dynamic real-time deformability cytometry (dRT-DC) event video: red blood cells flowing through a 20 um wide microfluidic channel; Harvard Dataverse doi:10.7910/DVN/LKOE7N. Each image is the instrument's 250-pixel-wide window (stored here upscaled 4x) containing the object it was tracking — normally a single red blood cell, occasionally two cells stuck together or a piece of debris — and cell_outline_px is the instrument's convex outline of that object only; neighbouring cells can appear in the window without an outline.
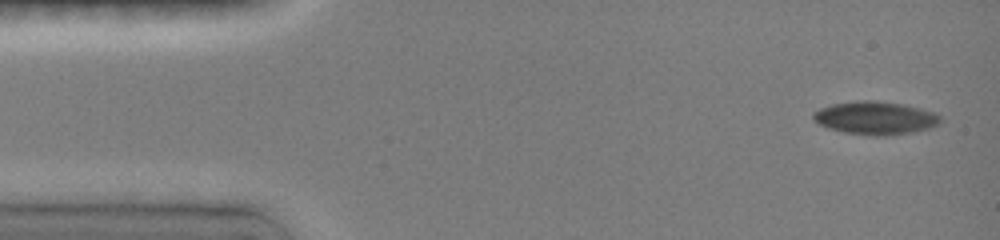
{"species": "common noctule bat (a hibernating species)", "species_latin": "Nyctalus noctula", "temperature_condition": "room temperature", "stored_images_in_passage": 21, "camera_frame_rate_fps": 3000, "um_per_image_px": 0.085, "animal": {"sex": "female", "body_mass_g": 19.0, "forearm_length_mm": 51.5}, "frame": {"image": 1, "passage_image": 1, "time_ms": 0.0, "image_size_px": [1000, 240], "cell_outline_px": [[940, 124], [928, 128], [912, 132], [884, 136], [872, 136], [844, 132], [828, 128], [820, 124], [812, 116], [812, 112], [820, 108], [832, 104], [856, 100], [876, 100], [904, 104], [920, 108], [932, 112], [940, 116]], "centroid_in_image_um": [74.39, 10.02], "position_along_channel_um": 10.6, "area_um2": 24.51}}
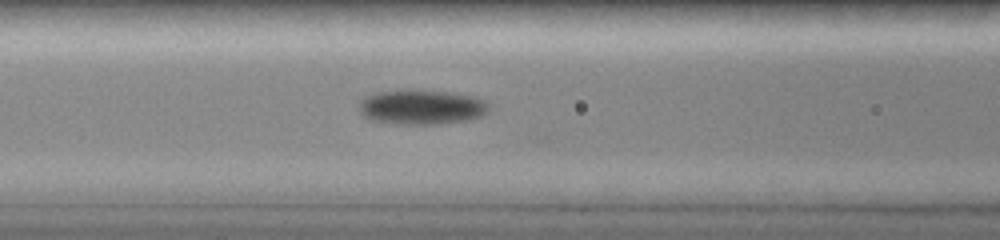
{"frame": {"image": 2, "passage_image": 12, "time_ms": 5.667, "image_size_px": [1000, 240], "cell_outline_px": [[488, 112], [480, 116], [468, 120], [436, 124], [396, 124], [372, 120], [364, 116], [360, 112], [360, 104], [368, 96], [384, 92], [448, 92], [472, 96], [484, 100], [488, 104]], "centroid_in_image_um": [35.89, 9.15], "position_along_channel_um": 130.7, "area_um2": 25.2}}
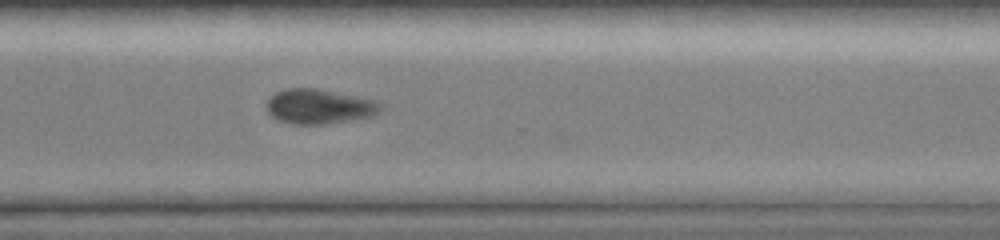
{"frame": {"image": 3, "passage_image": 21, "time_ms": 11.0, "image_size_px": [1000, 240], "cell_outline_px": [[380, 108], [372, 116], [324, 124], [292, 124], [280, 120], [272, 116], [268, 112], [268, 100], [276, 92], [288, 88], [316, 88], [372, 100], [380, 104]], "centroid_in_image_um": [27.07, 9.05], "position_along_channel_um": 343.5, "area_um2": 22.37}}